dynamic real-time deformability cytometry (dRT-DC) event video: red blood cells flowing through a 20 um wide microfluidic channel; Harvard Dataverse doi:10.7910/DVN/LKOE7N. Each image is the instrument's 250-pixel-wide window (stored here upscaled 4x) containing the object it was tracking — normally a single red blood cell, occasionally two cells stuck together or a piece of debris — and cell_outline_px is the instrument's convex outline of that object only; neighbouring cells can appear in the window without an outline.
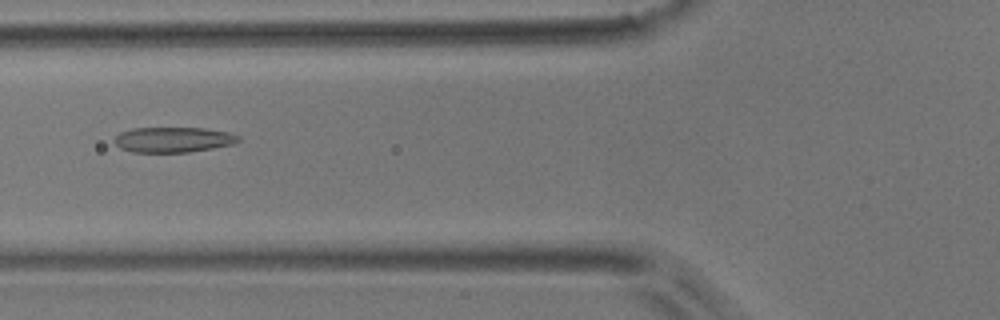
{"species": "common noctule bat (a hibernating species)", "species_latin": "Nyctalus noctula", "temperature_condition": "room temperature", "stored_images_in_passage": 55, "camera_frame_rate_fps": 3000, "um_per_image_px": 0.085, "animal": {"sex": "male", "body_mass_g": 17.9}, "frame": {"image": 1, "passage_image": 21, "time_ms": 6.667, "image_size_px": [1000, 320], "cell_outline_px": [[240, 140], [232, 144], [212, 148], [188, 152], [132, 152], [120, 148], [112, 140], [120, 132], [132, 128], [204, 128], [228, 132], [240, 136]], "centroid_in_image_um": [14.69, 11.87], "position_along_channel_um": 111.1, "area_um2": 18.26}}
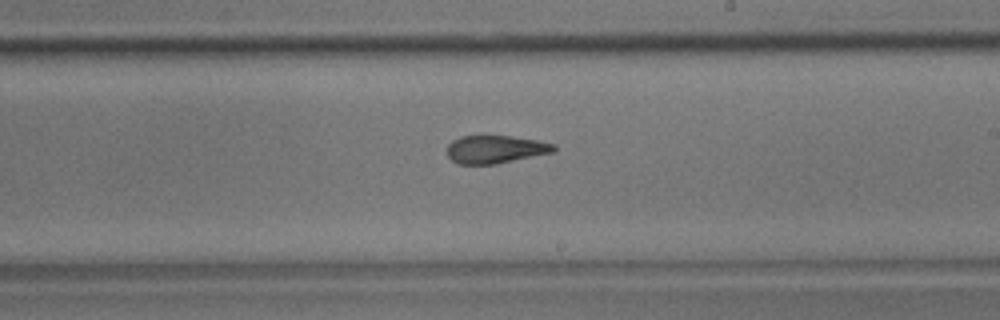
{"frame": {"image": 2, "passage_image": 32, "time_ms": 10.333, "image_size_px": [1000, 320], "cell_outline_px": [[556, 152], [496, 164], [456, 164], [448, 156], [448, 144], [452, 140], [460, 136], [512, 136], [536, 140], [556, 144]], "centroid_in_image_um": [42.14, 12.69], "position_along_channel_um": 246.9, "area_um2": 17.51}}
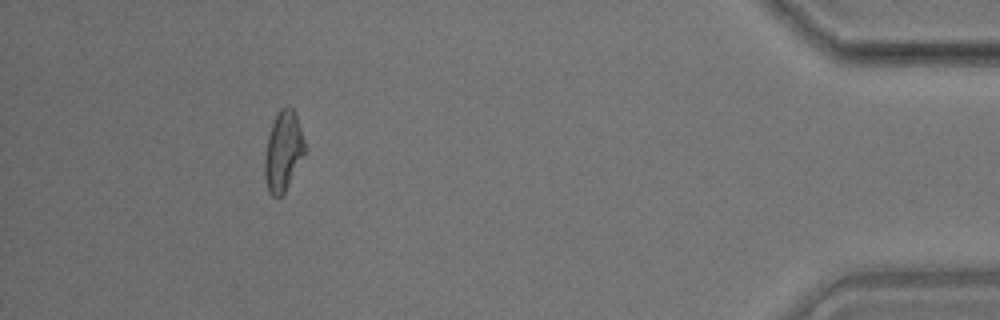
{"frame": {"image": 3, "passage_image": 50, "time_ms": 16.333, "image_size_px": [1000, 320], "cell_outline_px": [[304, 152], [284, 192], [280, 196], [272, 196], [268, 192], [264, 176], [264, 160], [268, 136], [276, 112], [280, 108], [288, 104], [292, 108], [296, 116], [304, 140]], "centroid_in_image_um": [24.03, 12.81], "position_along_channel_um": 411.2, "area_um2": 18.26}, "authors_computed_cell_mechanics": {"area_um2": 18.7272, "velocity_mm_per_s": 3.7011, "shape_relaxation_time_tau1_ms": 7.7097, "shape_relaxation_time_tau2_ms": 2.2692, "deformation_change_tau1": 0.2079, "deformation_change_tau2": 0.114}}